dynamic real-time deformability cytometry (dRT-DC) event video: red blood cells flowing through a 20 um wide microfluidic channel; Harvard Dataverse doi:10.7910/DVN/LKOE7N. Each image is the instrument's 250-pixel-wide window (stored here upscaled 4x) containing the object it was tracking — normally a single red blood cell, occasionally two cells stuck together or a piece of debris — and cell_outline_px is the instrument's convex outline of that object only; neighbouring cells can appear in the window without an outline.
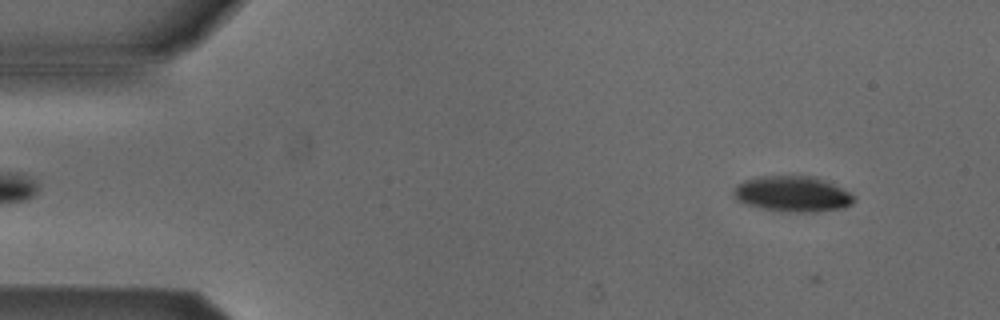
{"species": "Egyptian fruit bat (a non-hibernating species)", "species_latin": "Rousettus aegyptiacus", "temperature_condition": "cold", "stored_images_in_passage": 3, "camera_frame_rate_fps": 3000, "um_per_image_px": 0.085, "animal": {"sex": "male"}, "frame": {"image": 1, "passage_image": 1, "time_ms": 0.0, "image_size_px": [1000, 320], "cell_outline_px": [[856, 200], [852, 204], [844, 208], [812, 212], [788, 212], [760, 208], [744, 204], [736, 200], [732, 196], [732, 188], [736, 184], [744, 180], [760, 176], [816, 176], [828, 180], [856, 196]], "centroid_in_image_um": [67.35, 16.48], "position_along_channel_um": 17.6, "area_um2": 25.61}}
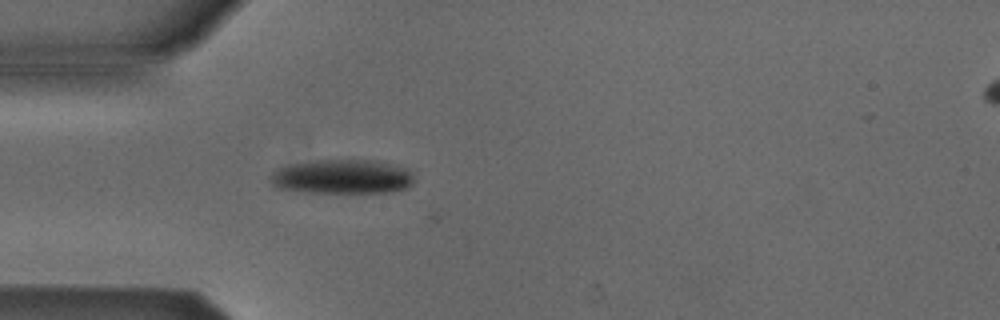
{"frame": {"image": 2, "passage_image": 3, "time_ms": 0.667, "image_size_px": [1000, 320], "cell_outline_px": [[412, 184], [404, 188], [388, 192], [308, 192], [276, 188], [272, 184], [268, 176], [276, 168], [288, 164], [316, 160], [372, 160], [392, 164], [408, 168], [412, 172]], "centroid_in_image_um": [29.03, 15.01], "position_along_channel_um": 56.0, "area_um2": 28.84}}